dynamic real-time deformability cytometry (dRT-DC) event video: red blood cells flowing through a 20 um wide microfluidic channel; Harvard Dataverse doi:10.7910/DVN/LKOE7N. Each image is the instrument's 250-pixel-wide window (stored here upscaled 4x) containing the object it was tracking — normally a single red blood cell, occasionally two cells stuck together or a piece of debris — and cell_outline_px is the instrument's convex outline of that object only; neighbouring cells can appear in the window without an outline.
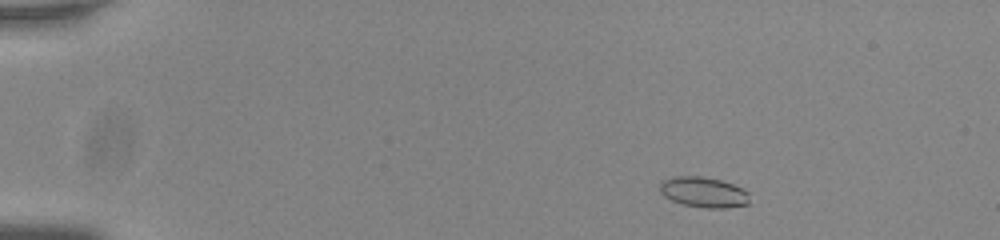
{"species": "common noctule bat (a hibernating species)", "species_latin": "Nyctalus noctula", "temperature_condition": "room temperature", "stored_images_in_passage": 51, "camera_frame_rate_fps": 3000, "um_per_image_px": 0.085, "animal": {"sex": "male", "body_mass_g": 20.0, "forearm_length_mm": 53.3}, "frame": {"image": 1, "passage_image": 4, "time_ms": 1.0, "image_size_px": [1000, 240], "cell_outline_px": [[748, 204], [724, 208], [704, 208], [684, 204], [672, 200], [664, 196], [660, 192], [660, 180], [672, 176], [700, 176], [720, 180], [732, 184], [748, 192]], "centroid_in_image_um": [59.76, 16.33], "position_along_channel_um": 25.2, "area_um2": 15.84}}
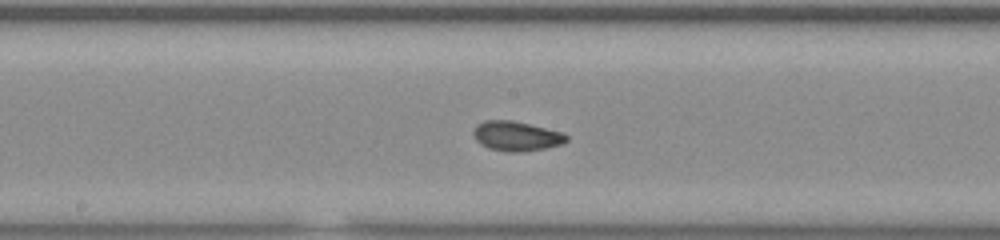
{"frame": {"image": 2, "passage_image": 26, "time_ms": 8.333, "image_size_px": [1000, 240], "cell_outline_px": [[568, 140], [564, 144], [544, 148], [520, 152], [508, 152], [488, 148], [480, 144], [476, 140], [472, 132], [476, 124], [484, 120], [512, 120], [564, 132], [568, 136]], "centroid_in_image_um": [43.89, 11.56], "position_along_channel_um": 204.3, "area_um2": 16.3}}
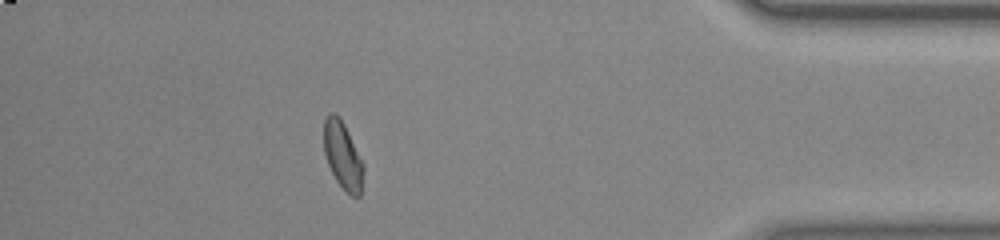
{"frame": {"image": 3, "passage_image": 45, "time_ms": 14.667, "image_size_px": [1000, 240], "cell_outline_px": [[364, 168], [360, 196], [352, 196], [336, 180], [328, 164], [324, 152], [324, 120], [328, 112], [336, 112], [340, 116], [364, 164]], "centroid_in_image_um": [29.12, 13.16], "position_along_channel_um": 406.1, "area_um2": 15.43}, "authors_computed_cell_mechanics": {"area_um2": 15.6638, "velocity_mm_per_s": 3.7808, "shape_relaxation_time_tau1_ms": null, "shape_relaxation_time_tau2_ms": 1.1791, "deformation_change_tau1": null, "deformation_change_tau2": 0.0591}}